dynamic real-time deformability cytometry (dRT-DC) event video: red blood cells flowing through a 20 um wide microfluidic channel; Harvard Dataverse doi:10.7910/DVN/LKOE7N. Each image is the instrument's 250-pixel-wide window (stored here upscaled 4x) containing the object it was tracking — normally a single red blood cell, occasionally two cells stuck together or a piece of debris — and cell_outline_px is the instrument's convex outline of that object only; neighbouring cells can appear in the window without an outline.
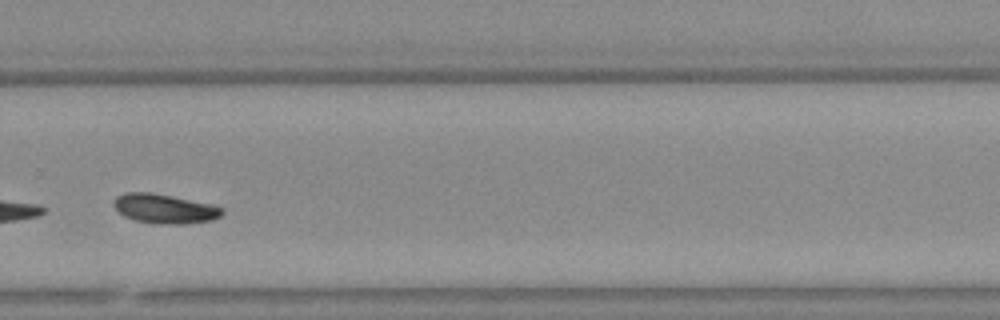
{"species": "Egyptian fruit bat (a non-hibernating species)", "species_latin": "Rousettus aegyptiacus", "temperature_condition": "warm", "stored_images_in_passage": 41, "camera_frame_rate_fps": 3000, "um_per_image_px": 0.085, "animal": {"sex": "female"}, "frame": {"image": 1, "passage_image": 30, "time_ms": 9.667, "image_size_px": [1000, 320], "cell_outline_px": [[224, 212], [220, 216], [212, 220], [184, 224], [152, 224], [136, 220], [124, 216], [112, 204], [112, 200], [116, 196], [124, 192], [152, 192], [212, 204], [224, 208]], "centroid_in_image_um": [13.98, 17.73], "position_along_channel_um": 315.8, "area_um2": 18.79}}